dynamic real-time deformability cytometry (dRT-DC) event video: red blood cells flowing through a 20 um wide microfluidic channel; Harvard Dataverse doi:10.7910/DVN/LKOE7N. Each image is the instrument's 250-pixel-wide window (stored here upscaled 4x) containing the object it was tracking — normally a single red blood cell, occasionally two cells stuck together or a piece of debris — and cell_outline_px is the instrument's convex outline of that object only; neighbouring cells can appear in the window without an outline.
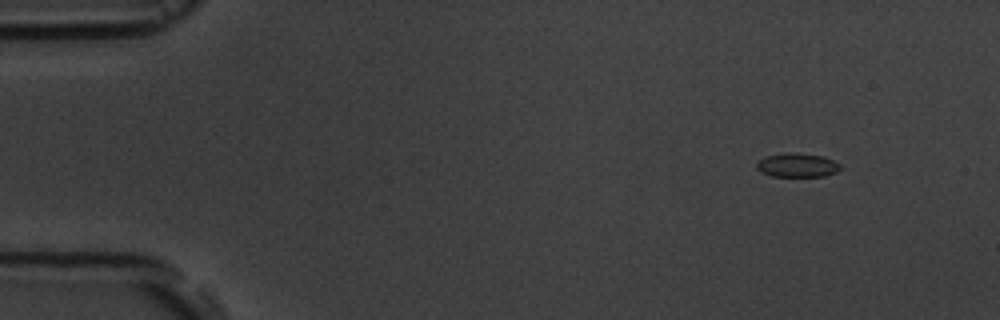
{"species": "common noctule bat (a hibernating species)", "species_latin": "Nyctalus noctula", "temperature_condition": "room temperature", "stored_images_in_passage": 4, "camera_frame_rate_fps": 3000, "um_per_image_px": 0.085, "animal": {"sex": "male", "body_mass_g": 19.5, "forearm_length_mm": 54.6}, "frame": {"image": 1, "passage_image": 1, "time_ms": 0.0, "image_size_px": [1000, 320], "cell_outline_px": [[840, 168], [836, 172], [824, 176], [772, 176], [760, 172], [756, 168], [756, 160], [764, 156], [784, 152], [796, 152], [824, 156], [840, 164]], "centroid_in_image_um": [67.7, 14.02], "position_along_channel_um": 17.3, "area_um2": 11.91}}
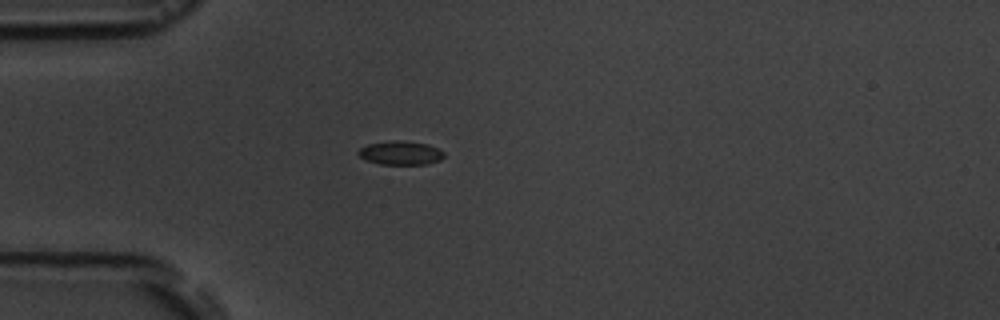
{"frame": {"image": 2, "passage_image": 4, "time_ms": 3.333, "image_size_px": [1000, 320], "cell_outline_px": [[444, 156], [440, 160], [424, 164], [380, 164], [368, 160], [360, 156], [356, 152], [360, 148], [368, 144], [392, 140], [404, 140], [428, 144], [444, 152]], "centroid_in_image_um": [34.04, 12.98], "position_along_channel_um": 51.0, "area_um2": 11.79}}